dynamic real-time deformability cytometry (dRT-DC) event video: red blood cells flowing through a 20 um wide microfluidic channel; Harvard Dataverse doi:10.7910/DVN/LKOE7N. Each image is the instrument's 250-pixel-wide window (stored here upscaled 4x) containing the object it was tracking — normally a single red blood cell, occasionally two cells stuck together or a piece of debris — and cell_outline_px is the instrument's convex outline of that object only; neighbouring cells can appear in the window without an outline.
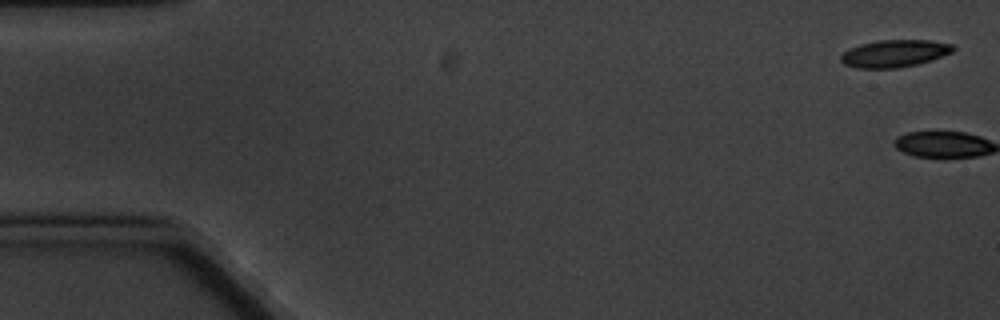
{"species": "common noctule bat (a hibernating species)", "species_latin": "Nyctalus noctula", "temperature_condition": "cold", "stored_images_in_passage": 10, "camera_frame_rate_fps": 3000, "um_per_image_px": 0.085, "animal": {"sex": "male", "body_mass_g": 20.1, "forearm_length_mm": 53.5}, "frame": {"image": 1, "passage_image": 1, "time_ms": 0.0, "image_size_px": [1000, 320], "cell_outline_px": [[956, 48], [952, 52], [932, 60], [916, 64], [896, 68], [856, 68], [844, 64], [840, 60], [840, 56], [844, 52], [860, 44], [876, 40], [928, 40], [952, 44]], "centroid_in_image_um": [76.03, 4.54], "position_along_channel_um": 9.0, "area_um2": 17.8}}
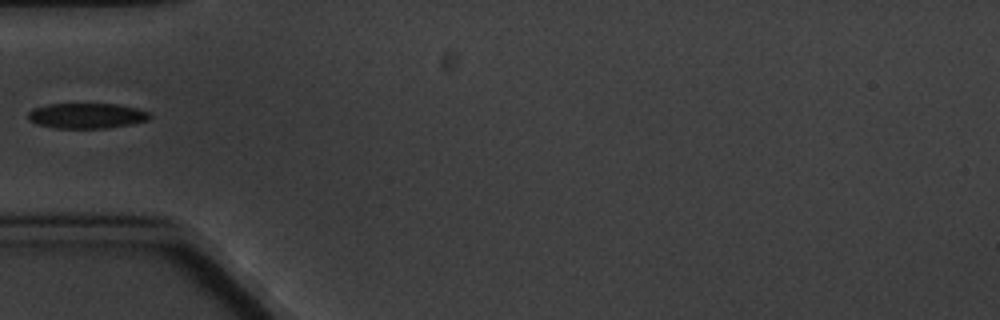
{"frame": {"image": 2, "passage_image": 6, "time_ms": 6.667, "image_size_px": [1000, 320], "cell_outline_px": [[152, 116], [148, 120], [132, 124], [104, 128], [56, 128], [36, 124], [28, 120], [28, 112], [32, 108], [48, 104], [116, 104], [140, 108], [148, 112]], "centroid_in_image_um": [7.37, 9.83], "position_along_channel_um": 77.6, "area_um2": 18.09}}